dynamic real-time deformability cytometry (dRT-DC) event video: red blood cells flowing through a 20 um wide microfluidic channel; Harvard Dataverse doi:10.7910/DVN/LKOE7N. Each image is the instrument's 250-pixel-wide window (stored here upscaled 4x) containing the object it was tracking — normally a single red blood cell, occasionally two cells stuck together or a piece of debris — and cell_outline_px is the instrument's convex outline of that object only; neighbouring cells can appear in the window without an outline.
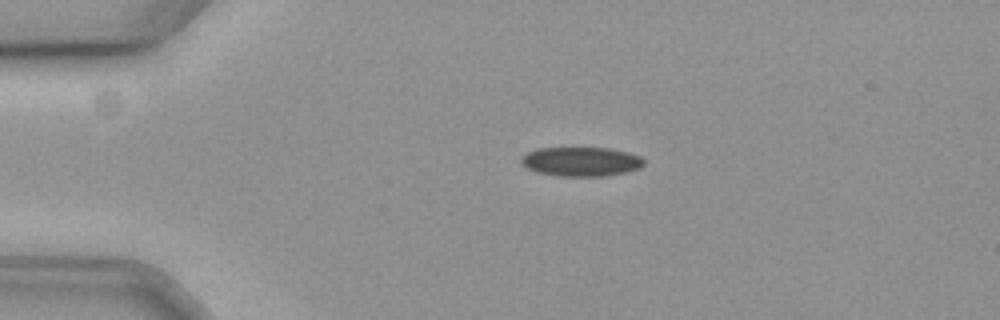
{"species": "common noctule bat (a hibernating species)", "species_latin": "Nyctalus noctula", "temperature_condition": "cold", "stored_images_in_passage": 33, "camera_frame_rate_fps": 3000, "um_per_image_px": 0.085, "animal": {"sex": "female", "body_mass_g": 19.3, "forearm_length_mm": 54.1}, "frame": {"image": 1, "passage_image": 1, "time_ms": 0.0, "image_size_px": [1000, 320], "cell_outline_px": [[644, 164], [640, 168], [608, 176], [556, 176], [536, 172], [524, 168], [520, 164], [520, 156], [536, 148], [608, 148], [628, 152], [640, 156], [644, 160]], "centroid_in_image_um": [49.33, 13.74], "position_along_channel_um": 35.7, "area_um2": 21.21}}
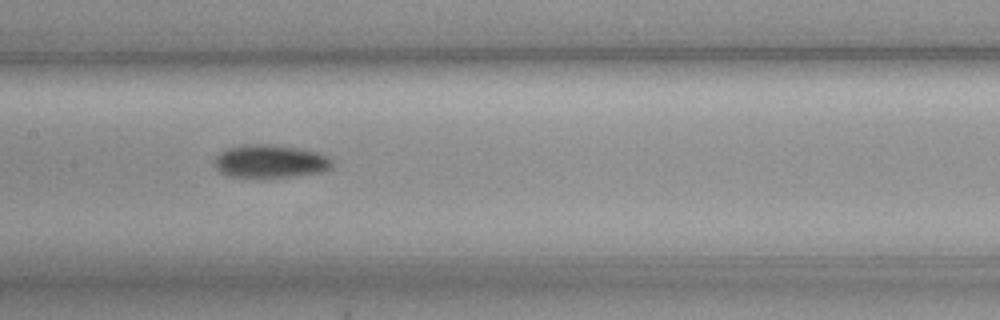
{"frame": {"image": 2, "passage_image": 17, "time_ms": 5.333, "image_size_px": [1000, 320], "cell_outline_px": [[332, 168], [320, 172], [296, 176], [228, 176], [220, 172], [216, 168], [216, 156], [220, 152], [228, 148], [256, 144], [272, 144], [296, 148], [316, 152], [332, 160]], "centroid_in_image_um": [22.98, 13.71], "position_along_channel_um": 184.4, "area_um2": 22.02}}
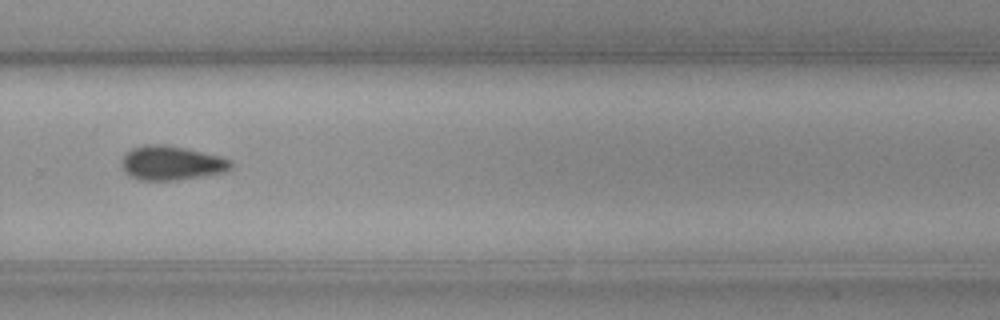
{"frame": {"image": 3, "passage_image": 28, "time_ms": 9.0, "image_size_px": [1000, 320], "cell_outline_px": [[232, 168], [224, 172], [176, 180], [140, 180], [124, 172], [124, 152], [132, 148], [144, 144], [164, 144], [184, 148], [220, 156], [232, 160]], "centroid_in_image_um": [14.59, 13.84], "position_along_channel_um": 315.2, "area_um2": 21.56}, "authors_computed_cell_mechanics": {"area_um2": 22.0218, "velocity_mm_per_s": 3.582, "shape_relaxation_time_tau1_ms": 4.3199, "shape_relaxation_time_tau2_ms": null, "deformation_change_tau1": 0.0921, "deformation_change_tau2": null}}